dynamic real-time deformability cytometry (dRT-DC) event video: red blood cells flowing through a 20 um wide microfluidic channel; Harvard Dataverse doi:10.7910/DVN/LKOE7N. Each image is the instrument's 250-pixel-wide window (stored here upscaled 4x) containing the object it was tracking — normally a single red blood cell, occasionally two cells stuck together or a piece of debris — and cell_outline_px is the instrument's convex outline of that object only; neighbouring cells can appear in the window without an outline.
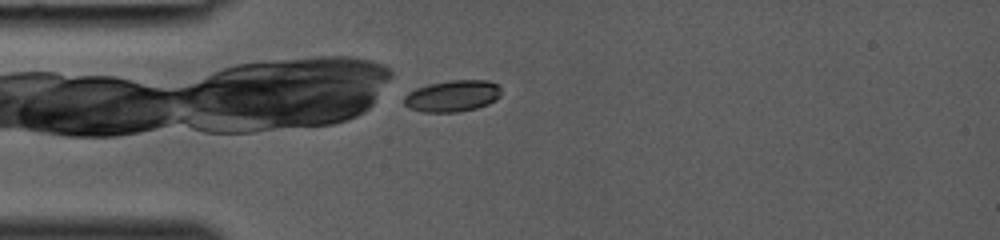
{"species": "common noctule bat (a hibernating species)", "species_latin": "Nyctalus noctula", "temperature_condition": "room temperature", "stored_images_in_passage": 1, "camera_frame_rate_fps": 3000, "um_per_image_px": 0.085, "animal": {"sex": "female", "body_mass_g": 19.0, "forearm_length_mm": 53.3}, "frame": {"image": 1, "passage_image": 1, "time_ms": 0.0, "image_size_px": [1000, 240], "cell_outline_px": [[500, 96], [496, 100], [488, 104], [476, 108], [456, 112], [424, 112], [408, 108], [404, 104], [404, 96], [408, 92], [416, 88], [428, 84], [448, 80], [488, 80], [500, 84]], "centroid_in_image_um": [38.46, 8.15], "position_along_channel_um": 46.5, "area_um2": 18.03}}